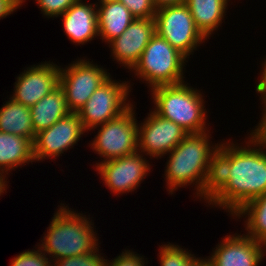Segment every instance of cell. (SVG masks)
<instances>
[{"instance_id":"6da1fadb","label":"cell","mask_w":266,"mask_h":266,"mask_svg":"<svg viewBox=\"0 0 266 266\" xmlns=\"http://www.w3.org/2000/svg\"><path fill=\"white\" fill-rule=\"evenodd\" d=\"M250 135L248 147L226 142L219 145L216 154L214 179L206 201L228 209L232 215L245 203L266 194V141L254 132Z\"/></svg>"},{"instance_id":"7a4b0ae2","label":"cell","mask_w":266,"mask_h":266,"mask_svg":"<svg viewBox=\"0 0 266 266\" xmlns=\"http://www.w3.org/2000/svg\"><path fill=\"white\" fill-rule=\"evenodd\" d=\"M209 138L208 130L200 134H188L169 152L165 170L169 193L173 194L178 187L196 183L197 197L208 199L220 145L211 146Z\"/></svg>"},{"instance_id":"3957f363","label":"cell","mask_w":266,"mask_h":266,"mask_svg":"<svg viewBox=\"0 0 266 266\" xmlns=\"http://www.w3.org/2000/svg\"><path fill=\"white\" fill-rule=\"evenodd\" d=\"M67 207L60 206L55 212L47 234L41 240L44 242L39 244L41 251L45 254L47 252L49 256L52 255L54 261L85 255L99 249L98 238L89 218Z\"/></svg>"},{"instance_id":"277c9868","label":"cell","mask_w":266,"mask_h":266,"mask_svg":"<svg viewBox=\"0 0 266 266\" xmlns=\"http://www.w3.org/2000/svg\"><path fill=\"white\" fill-rule=\"evenodd\" d=\"M154 112L162 118L173 121L188 134L206 132L204 100L200 91L184 82L151 88Z\"/></svg>"},{"instance_id":"5b68a950","label":"cell","mask_w":266,"mask_h":266,"mask_svg":"<svg viewBox=\"0 0 266 266\" xmlns=\"http://www.w3.org/2000/svg\"><path fill=\"white\" fill-rule=\"evenodd\" d=\"M185 62L186 57L156 33L132 70L138 78L149 83L150 88H155L185 82Z\"/></svg>"},{"instance_id":"8992f818","label":"cell","mask_w":266,"mask_h":266,"mask_svg":"<svg viewBox=\"0 0 266 266\" xmlns=\"http://www.w3.org/2000/svg\"><path fill=\"white\" fill-rule=\"evenodd\" d=\"M154 19L156 33L186 58L206 39L185 3L156 9Z\"/></svg>"},{"instance_id":"52a82bcc","label":"cell","mask_w":266,"mask_h":266,"mask_svg":"<svg viewBox=\"0 0 266 266\" xmlns=\"http://www.w3.org/2000/svg\"><path fill=\"white\" fill-rule=\"evenodd\" d=\"M134 107L131 105L125 112L105 124L99 125L97 137L91 144L106 160L131 155L138 151V122L135 119ZM136 120V121H135Z\"/></svg>"},{"instance_id":"ba28073f","label":"cell","mask_w":266,"mask_h":266,"mask_svg":"<svg viewBox=\"0 0 266 266\" xmlns=\"http://www.w3.org/2000/svg\"><path fill=\"white\" fill-rule=\"evenodd\" d=\"M124 82H115L109 77L77 111L85 131L115 119L132 105L126 102L130 86Z\"/></svg>"},{"instance_id":"9c48e42d","label":"cell","mask_w":266,"mask_h":266,"mask_svg":"<svg viewBox=\"0 0 266 266\" xmlns=\"http://www.w3.org/2000/svg\"><path fill=\"white\" fill-rule=\"evenodd\" d=\"M73 62L65 69L60 67L59 86L65 93L68 109L77 113L111 75L105 68L94 65L89 60Z\"/></svg>"},{"instance_id":"30bf717a","label":"cell","mask_w":266,"mask_h":266,"mask_svg":"<svg viewBox=\"0 0 266 266\" xmlns=\"http://www.w3.org/2000/svg\"><path fill=\"white\" fill-rule=\"evenodd\" d=\"M140 151L96 163L97 173L114 194L134 191L151 170Z\"/></svg>"},{"instance_id":"8fae6325","label":"cell","mask_w":266,"mask_h":266,"mask_svg":"<svg viewBox=\"0 0 266 266\" xmlns=\"http://www.w3.org/2000/svg\"><path fill=\"white\" fill-rule=\"evenodd\" d=\"M187 135L178 124L152 111L144 123L138 126V151L150 155V158L162 157L171 152Z\"/></svg>"},{"instance_id":"7c38bea8","label":"cell","mask_w":266,"mask_h":266,"mask_svg":"<svg viewBox=\"0 0 266 266\" xmlns=\"http://www.w3.org/2000/svg\"><path fill=\"white\" fill-rule=\"evenodd\" d=\"M85 132L77 113H70L56 121L48 129L36 134L33 140L35 161H43L46 157H59L69 147H73Z\"/></svg>"},{"instance_id":"4fadbf2b","label":"cell","mask_w":266,"mask_h":266,"mask_svg":"<svg viewBox=\"0 0 266 266\" xmlns=\"http://www.w3.org/2000/svg\"><path fill=\"white\" fill-rule=\"evenodd\" d=\"M60 67L53 62L34 65L17 77L14 101L31 107L59 86Z\"/></svg>"},{"instance_id":"5bb4252c","label":"cell","mask_w":266,"mask_h":266,"mask_svg":"<svg viewBox=\"0 0 266 266\" xmlns=\"http://www.w3.org/2000/svg\"><path fill=\"white\" fill-rule=\"evenodd\" d=\"M224 238L213 255L205 259L207 266H258L264 258V243L243 234L227 235Z\"/></svg>"},{"instance_id":"9a60e30c","label":"cell","mask_w":266,"mask_h":266,"mask_svg":"<svg viewBox=\"0 0 266 266\" xmlns=\"http://www.w3.org/2000/svg\"><path fill=\"white\" fill-rule=\"evenodd\" d=\"M156 34L155 19H138L109 43L114 59L128 69H132L140 59L144 48Z\"/></svg>"},{"instance_id":"2e32d148","label":"cell","mask_w":266,"mask_h":266,"mask_svg":"<svg viewBox=\"0 0 266 266\" xmlns=\"http://www.w3.org/2000/svg\"><path fill=\"white\" fill-rule=\"evenodd\" d=\"M96 7V4L77 0L60 15L63 18L64 32L73 43L83 45L99 36Z\"/></svg>"},{"instance_id":"e0dca14e","label":"cell","mask_w":266,"mask_h":266,"mask_svg":"<svg viewBox=\"0 0 266 266\" xmlns=\"http://www.w3.org/2000/svg\"><path fill=\"white\" fill-rule=\"evenodd\" d=\"M97 7L98 35L109 44L119 37L135 17L119 0L100 2Z\"/></svg>"},{"instance_id":"ac0fdd59","label":"cell","mask_w":266,"mask_h":266,"mask_svg":"<svg viewBox=\"0 0 266 266\" xmlns=\"http://www.w3.org/2000/svg\"><path fill=\"white\" fill-rule=\"evenodd\" d=\"M35 133L48 129L56 121L70 114L63 89L58 86L47 96L30 107Z\"/></svg>"},{"instance_id":"d6986e66","label":"cell","mask_w":266,"mask_h":266,"mask_svg":"<svg viewBox=\"0 0 266 266\" xmlns=\"http://www.w3.org/2000/svg\"><path fill=\"white\" fill-rule=\"evenodd\" d=\"M34 160L30 138L0 132V174H8V171Z\"/></svg>"},{"instance_id":"ffe728a7","label":"cell","mask_w":266,"mask_h":266,"mask_svg":"<svg viewBox=\"0 0 266 266\" xmlns=\"http://www.w3.org/2000/svg\"><path fill=\"white\" fill-rule=\"evenodd\" d=\"M196 28L207 39L224 19L228 0H186Z\"/></svg>"},{"instance_id":"44dd1931","label":"cell","mask_w":266,"mask_h":266,"mask_svg":"<svg viewBox=\"0 0 266 266\" xmlns=\"http://www.w3.org/2000/svg\"><path fill=\"white\" fill-rule=\"evenodd\" d=\"M0 108V132L23 136L34 140L36 133L33 128L30 107L9 98Z\"/></svg>"},{"instance_id":"7402d4cb","label":"cell","mask_w":266,"mask_h":266,"mask_svg":"<svg viewBox=\"0 0 266 266\" xmlns=\"http://www.w3.org/2000/svg\"><path fill=\"white\" fill-rule=\"evenodd\" d=\"M241 215H248L245 221L247 236L266 245V194L245 203L233 214L239 218Z\"/></svg>"},{"instance_id":"603a6c76","label":"cell","mask_w":266,"mask_h":266,"mask_svg":"<svg viewBox=\"0 0 266 266\" xmlns=\"http://www.w3.org/2000/svg\"><path fill=\"white\" fill-rule=\"evenodd\" d=\"M161 246H159L161 266H202L205 263V259L195 257L178 245L168 243Z\"/></svg>"},{"instance_id":"cb8c5ba5","label":"cell","mask_w":266,"mask_h":266,"mask_svg":"<svg viewBox=\"0 0 266 266\" xmlns=\"http://www.w3.org/2000/svg\"><path fill=\"white\" fill-rule=\"evenodd\" d=\"M98 251L99 250L85 255L58 259L53 261L52 266H105L107 259L105 260L101 254H97Z\"/></svg>"},{"instance_id":"d4e9b609","label":"cell","mask_w":266,"mask_h":266,"mask_svg":"<svg viewBox=\"0 0 266 266\" xmlns=\"http://www.w3.org/2000/svg\"><path fill=\"white\" fill-rule=\"evenodd\" d=\"M46 256L40 248L37 251L27 250L14 257L10 266H52L51 260Z\"/></svg>"},{"instance_id":"484cf974","label":"cell","mask_w":266,"mask_h":266,"mask_svg":"<svg viewBox=\"0 0 266 266\" xmlns=\"http://www.w3.org/2000/svg\"><path fill=\"white\" fill-rule=\"evenodd\" d=\"M131 14L138 19H152L155 17L156 7L152 0H119Z\"/></svg>"},{"instance_id":"4316f807","label":"cell","mask_w":266,"mask_h":266,"mask_svg":"<svg viewBox=\"0 0 266 266\" xmlns=\"http://www.w3.org/2000/svg\"><path fill=\"white\" fill-rule=\"evenodd\" d=\"M43 15L58 17L62 15L77 0H36Z\"/></svg>"},{"instance_id":"83f0119b","label":"cell","mask_w":266,"mask_h":266,"mask_svg":"<svg viewBox=\"0 0 266 266\" xmlns=\"http://www.w3.org/2000/svg\"><path fill=\"white\" fill-rule=\"evenodd\" d=\"M144 258L139 256V254H135L132 251H123L119 256L110 261L109 263L106 261L105 266H144Z\"/></svg>"},{"instance_id":"f1b7e54d","label":"cell","mask_w":266,"mask_h":266,"mask_svg":"<svg viewBox=\"0 0 266 266\" xmlns=\"http://www.w3.org/2000/svg\"><path fill=\"white\" fill-rule=\"evenodd\" d=\"M262 70L263 72H261V79L259 81V83L256 85V91L257 93L261 94V98L263 99V103L266 106V60L265 62L262 64Z\"/></svg>"},{"instance_id":"f546056e","label":"cell","mask_w":266,"mask_h":266,"mask_svg":"<svg viewBox=\"0 0 266 266\" xmlns=\"http://www.w3.org/2000/svg\"><path fill=\"white\" fill-rule=\"evenodd\" d=\"M16 9L17 7L15 6L13 0H0V19L10 15Z\"/></svg>"},{"instance_id":"4dcf8cb0","label":"cell","mask_w":266,"mask_h":266,"mask_svg":"<svg viewBox=\"0 0 266 266\" xmlns=\"http://www.w3.org/2000/svg\"><path fill=\"white\" fill-rule=\"evenodd\" d=\"M263 116L255 130H252L261 140L266 141V106L263 109Z\"/></svg>"},{"instance_id":"1f68e13d","label":"cell","mask_w":266,"mask_h":266,"mask_svg":"<svg viewBox=\"0 0 266 266\" xmlns=\"http://www.w3.org/2000/svg\"><path fill=\"white\" fill-rule=\"evenodd\" d=\"M185 1L186 0H152L156 9L164 6L183 4Z\"/></svg>"},{"instance_id":"d6a6232c","label":"cell","mask_w":266,"mask_h":266,"mask_svg":"<svg viewBox=\"0 0 266 266\" xmlns=\"http://www.w3.org/2000/svg\"><path fill=\"white\" fill-rule=\"evenodd\" d=\"M6 174L5 175H2V174H0V195L2 194V193H4V191L6 190Z\"/></svg>"},{"instance_id":"836d02e7","label":"cell","mask_w":266,"mask_h":266,"mask_svg":"<svg viewBox=\"0 0 266 266\" xmlns=\"http://www.w3.org/2000/svg\"><path fill=\"white\" fill-rule=\"evenodd\" d=\"M13 2H14V4H15V6H16L17 8H19V7L21 6V4H22L23 2H25V0H13Z\"/></svg>"},{"instance_id":"e575fe53","label":"cell","mask_w":266,"mask_h":266,"mask_svg":"<svg viewBox=\"0 0 266 266\" xmlns=\"http://www.w3.org/2000/svg\"><path fill=\"white\" fill-rule=\"evenodd\" d=\"M103 1H113V0H100V2H103Z\"/></svg>"}]
</instances>
